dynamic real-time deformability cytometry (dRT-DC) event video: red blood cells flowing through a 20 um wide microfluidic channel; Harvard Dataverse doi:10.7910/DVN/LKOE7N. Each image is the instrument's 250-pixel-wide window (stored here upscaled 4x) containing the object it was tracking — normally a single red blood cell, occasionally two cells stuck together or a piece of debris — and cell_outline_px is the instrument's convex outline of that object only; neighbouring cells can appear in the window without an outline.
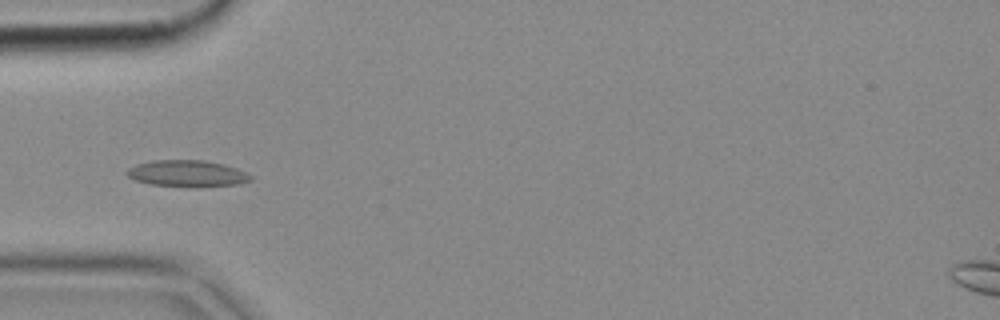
{"species": "common noctule bat (a hibernating species)", "species_latin": "Nyctalus noctula", "temperature_condition": "cold", "stored_images_in_passage": 52, "camera_frame_rate_fps": 3000, "um_per_image_px": 0.085, "animal": {"sex": "female", "body_mass_g": 18.4}, "frame": {"image": 1, "passage_image": 16, "time_ms": 5.0, "image_size_px": [1000, 320], "cell_outline_px": [[252, 180], [240, 184], [196, 188], [192, 188], [152, 184], [136, 180], [128, 176], [124, 172], [128, 168], [136, 164], [152, 160], [204, 160], [224, 164], [236, 168], [252, 176]], "centroid_in_image_um": [15.92, 14.76], "position_along_channel_um": 69.1, "area_um2": 19.42}}
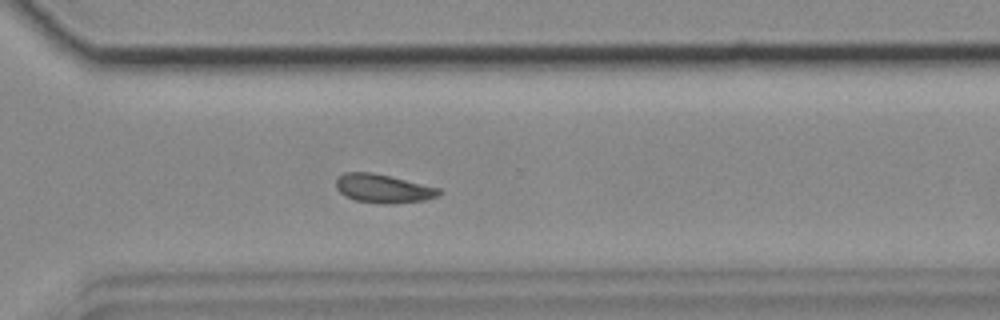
{"frame": {"image": 2, "passage_image": 37, "time_ms": 12.0, "image_size_px": [1000, 320], "cell_outline_px": [[444, 192], [440, 196], [424, 200], [388, 204], [380, 204], [356, 200], [344, 196], [336, 188], [336, 180], [344, 172], [372, 172], [440, 188]], "centroid_in_image_um": [32.59, 16.03], "position_along_channel_um": 338.0, "area_um2": 17.22}}
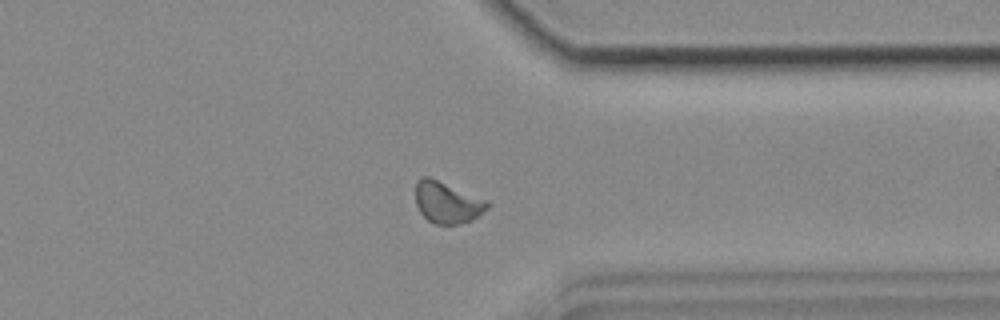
{"frame": {"image": 3, "passage_image": 40, "time_ms": 13.0, "image_size_px": [1000, 320], "cell_outline_px": [[492, 204], [488, 208], [472, 220], [456, 224], [432, 224], [420, 212], [416, 204], [416, 180], [424, 176], [428, 176], [488, 200]], "centroid_in_image_um": [38.02, 17.21], "position_along_channel_um": 373.4, "area_um2": 17.4}}